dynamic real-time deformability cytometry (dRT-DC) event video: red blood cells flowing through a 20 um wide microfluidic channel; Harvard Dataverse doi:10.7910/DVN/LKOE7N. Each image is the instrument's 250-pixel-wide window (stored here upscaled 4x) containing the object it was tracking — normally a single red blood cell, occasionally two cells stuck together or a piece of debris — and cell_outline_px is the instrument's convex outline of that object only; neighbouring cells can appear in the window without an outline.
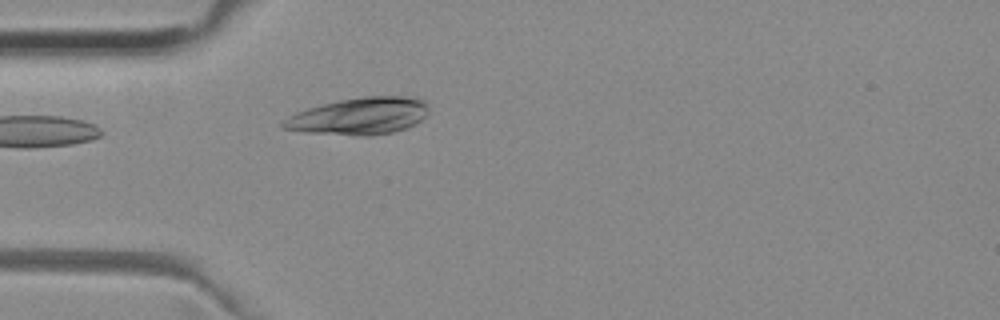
{"species": "common noctule bat (a hibernating species)", "species_latin": "Nyctalus noctula", "temperature_condition": "room temperature", "stored_images_in_passage": 4, "camera_frame_rate_fps": 3000, "um_per_image_px": 0.085, "animal": {"sex": "female", "body_mass_g": 29.2, "forearm_length_mm": 56.3}, "frame": {"image": 1, "passage_image": 4, "time_ms": 1.0, "image_size_px": [1000, 320], "cell_outline_px": [[428, 112], [416, 124], [408, 128], [392, 132], [368, 136], [360, 136], [304, 132], [280, 128], [280, 124], [288, 116], [296, 112], [308, 108], [340, 100], [360, 96], [420, 96], [428, 104]], "centroid_in_image_um": [30.57, 9.86], "position_along_channel_um": 54.4, "area_um2": 31.73}}